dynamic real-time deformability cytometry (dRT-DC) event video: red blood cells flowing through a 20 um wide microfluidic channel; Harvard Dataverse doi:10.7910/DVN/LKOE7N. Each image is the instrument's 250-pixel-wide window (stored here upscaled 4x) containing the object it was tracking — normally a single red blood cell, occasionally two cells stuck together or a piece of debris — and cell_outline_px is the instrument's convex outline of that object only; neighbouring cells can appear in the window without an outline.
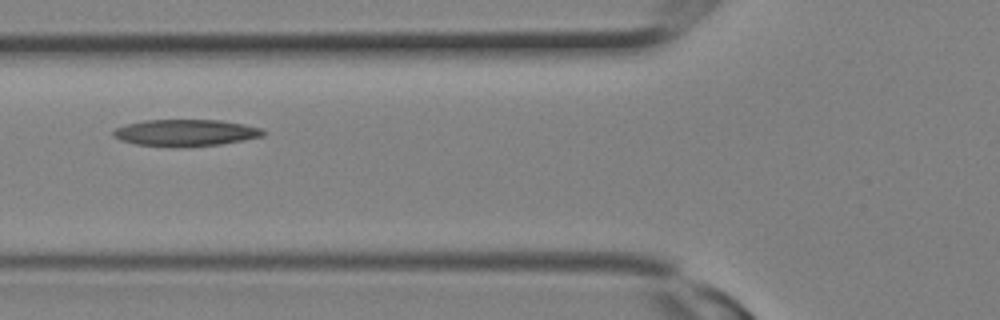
{"species": "Egyptian fruit bat (a non-hibernating species)", "species_latin": "Rousettus aegyptiacus", "temperature_condition": "room temperature", "stored_images_in_passage": 4, "camera_frame_rate_fps": 3000, "um_per_image_px": 0.085, "animal": {"sex": "female"}, "frame": {"image": 1, "passage_image": 4, "time_ms": 1.0, "image_size_px": [1000, 320], "cell_outline_px": [[268, 132], [264, 136], [244, 140], [220, 144], [136, 144], [120, 140], [112, 136], [112, 132], [116, 128], [128, 124], [144, 120], [220, 120], [244, 124], [260, 128]], "centroid_in_image_um": [15.82, 11.24], "position_along_channel_um": 110.0, "area_um2": 22.31}}